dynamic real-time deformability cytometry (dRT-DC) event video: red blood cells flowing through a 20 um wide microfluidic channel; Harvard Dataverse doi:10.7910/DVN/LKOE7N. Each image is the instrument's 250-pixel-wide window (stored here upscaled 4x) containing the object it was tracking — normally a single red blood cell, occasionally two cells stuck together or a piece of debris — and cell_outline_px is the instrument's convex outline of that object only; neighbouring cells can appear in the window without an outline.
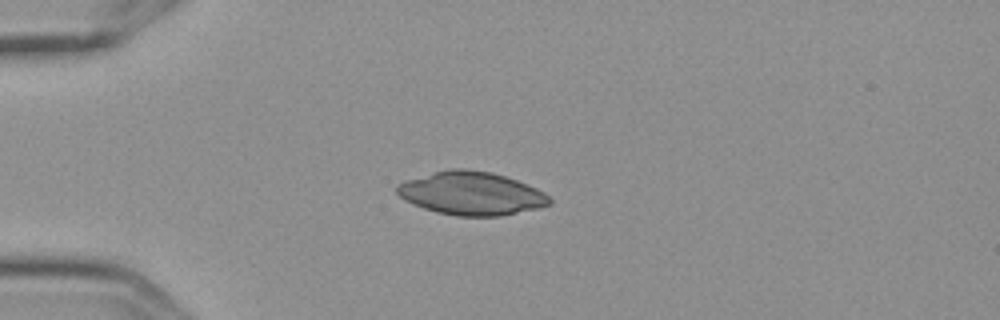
{"species": "Egyptian fruit bat (a non-hibernating species)", "species_latin": "Rousettus aegyptiacus", "temperature_condition": "cold", "stored_images_in_passage": 10, "camera_frame_rate_fps": 3000, "um_per_image_px": 0.085, "frame": {"image": 1, "passage_image": 4, "time_ms": 1.0, "image_size_px": [1000, 320], "cell_outline_px": [[552, 204], [540, 208], [500, 216], [456, 216], [436, 212], [412, 204], [404, 200], [396, 192], [396, 184], [404, 180], [452, 168], [464, 168], [492, 172], [516, 180], [536, 188], [544, 192], [552, 200]], "centroid_in_image_um": [40.06, 16.44], "position_along_channel_um": 44.9, "area_um2": 38.55}}
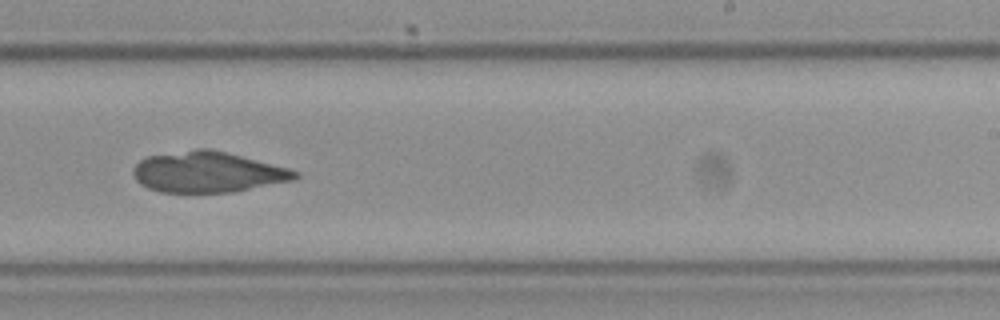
{"frame": {"image": 2, "passage_image": 10, "time_ms": 3.0, "image_size_px": [1000, 320], "cell_outline_px": [[300, 176], [292, 180], [232, 192], [160, 192], [148, 188], [140, 184], [136, 180], [132, 172], [132, 168], [140, 160], [148, 156], [196, 148], [208, 148], [228, 152], [288, 168], [300, 172]], "centroid_in_image_um": [17.63, 14.61], "position_along_channel_um": 271.4, "area_um2": 38.44}}